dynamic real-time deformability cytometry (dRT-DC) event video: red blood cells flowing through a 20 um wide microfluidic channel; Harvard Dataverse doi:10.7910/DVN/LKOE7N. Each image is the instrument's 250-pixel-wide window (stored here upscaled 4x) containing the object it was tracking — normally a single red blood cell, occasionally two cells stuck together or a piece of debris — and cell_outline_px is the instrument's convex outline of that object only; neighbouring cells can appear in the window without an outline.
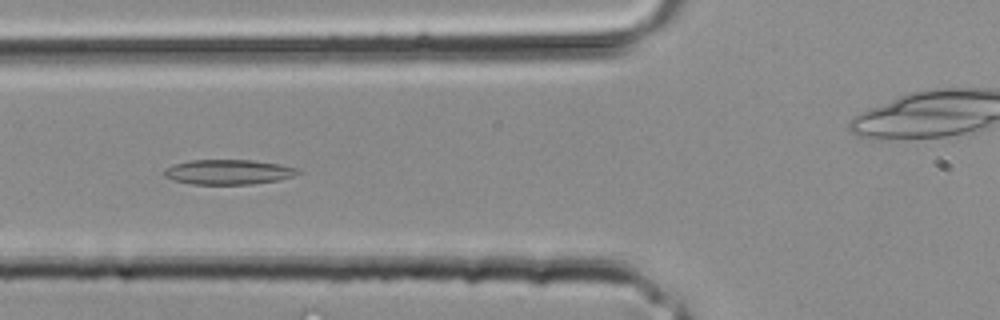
{"species": "common noctule bat (a hibernating species)", "species_latin": "Nyctalus noctula", "temperature_condition": "room temperature", "stored_images_in_passage": 33, "segment_of_instrument_passage": [1, 2], "camera_frame_rate_fps": 3000, "um_per_image_px": 0.085, "animal": {"sex": "male", "body_mass_g": 20.4}, "frame": {"image": 1, "passage_image": 12, "time_ms": 3.667, "image_size_px": [1000, 320], "cell_outline_px": [[300, 172], [292, 176], [276, 180], [252, 184], [192, 184], [172, 180], [164, 176], [164, 168], [172, 164], [188, 160], [252, 160], [280, 164], [296, 168]], "centroid_in_image_um": [19.33, 14.61], "position_along_channel_um": 106.5, "area_um2": 19.36}}
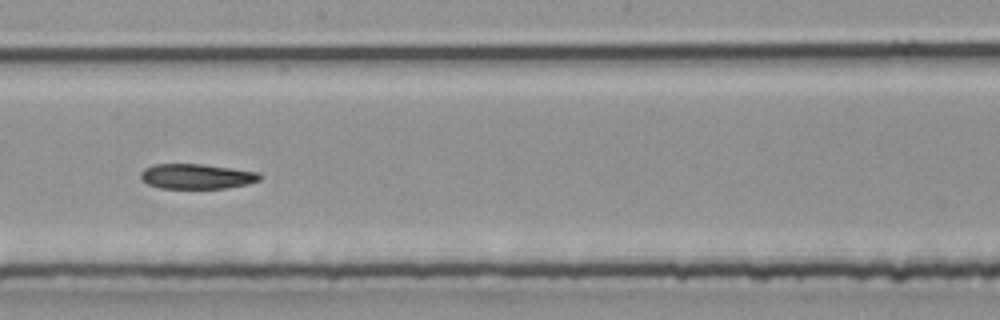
{"frame": {"image": 2, "passage_image": 18, "time_ms": 5.667, "image_size_px": [1000, 320], "cell_outline_px": [[264, 176], [260, 180], [248, 184], [224, 188], [160, 188], [148, 184], [140, 180], [140, 172], [144, 168], [152, 164], [200, 164], [232, 168], [260, 172]], "centroid_in_image_um": [16.72, 14.99], "position_along_channel_um": 231.5, "area_um2": 17.57}}
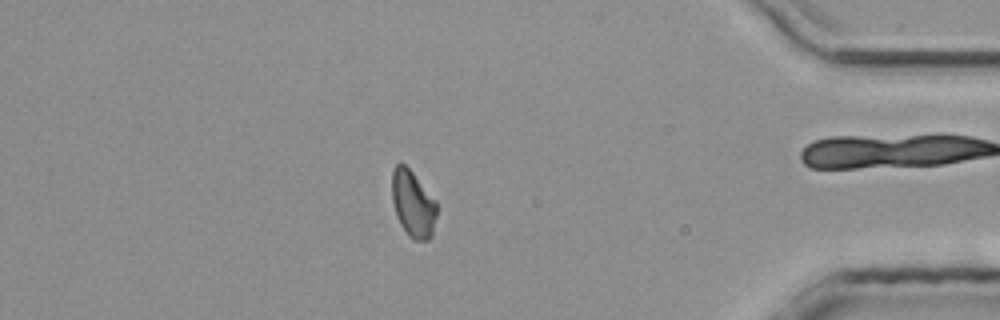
{"frame": {"image": 3, "passage_image": 28, "time_ms": 9.0, "image_size_px": [1000, 320], "cell_outline_px": [[436, 216], [432, 236], [428, 240], [412, 240], [408, 236], [400, 224], [396, 216], [392, 200], [392, 172], [396, 164], [404, 164], [412, 172], [436, 200]], "centroid_in_image_um": [35.1, 17.36], "position_along_channel_um": 400.1, "area_um2": 17.4}}